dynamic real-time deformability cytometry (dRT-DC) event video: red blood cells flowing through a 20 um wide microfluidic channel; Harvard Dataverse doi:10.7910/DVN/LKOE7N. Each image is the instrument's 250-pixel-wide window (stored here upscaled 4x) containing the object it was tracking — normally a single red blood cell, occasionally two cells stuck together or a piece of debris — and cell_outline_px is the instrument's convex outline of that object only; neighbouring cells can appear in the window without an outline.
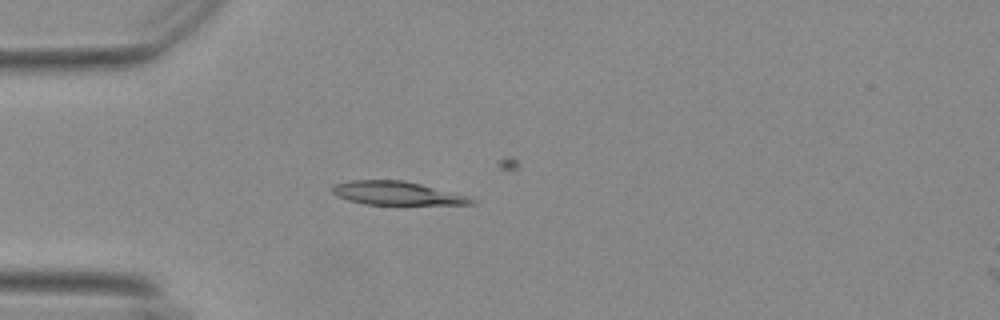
{"species": "Egyptian fruit bat (a non-hibernating species)", "species_latin": "Rousettus aegyptiacus", "temperature_condition": "warm", "stored_images_in_passage": 17, "camera_frame_rate_fps": 3000, "um_per_image_px": 0.085, "animal": {"sex": "female"}, "frame": {"image": 1, "passage_image": 15, "time_ms": 4.667, "image_size_px": [1000, 320], "cell_outline_px": [[476, 200], [472, 204], [364, 204], [348, 200], [336, 196], [332, 192], [332, 184], [352, 180], [404, 180], [472, 196]], "centroid_in_image_um": [33.74, 16.41], "position_along_channel_um": 51.3, "area_um2": 19.13}}